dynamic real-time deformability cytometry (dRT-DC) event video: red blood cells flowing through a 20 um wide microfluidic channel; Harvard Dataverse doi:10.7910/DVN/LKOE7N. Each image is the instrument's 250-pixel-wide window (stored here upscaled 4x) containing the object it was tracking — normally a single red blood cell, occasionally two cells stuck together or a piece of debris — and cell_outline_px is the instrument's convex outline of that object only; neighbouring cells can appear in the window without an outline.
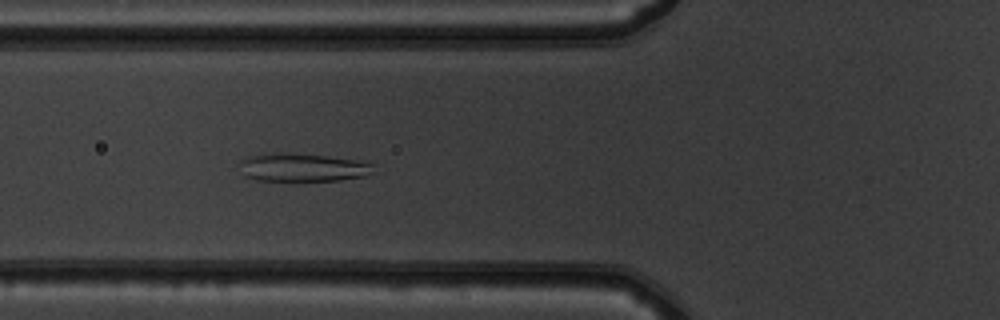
{"species": "common noctule bat (a hibernating species)", "species_latin": "Nyctalus noctula", "temperature_condition": "warm", "stored_images_in_passage": 52, "camera_frame_rate_fps": 3000, "um_per_image_px": 0.085, "animal": {"sex": "male", "body_mass_g": 19.5, "forearm_length_mm": 54.6}, "frame": {"image": 1, "passage_image": 20, "time_ms": 6.333, "image_size_px": [1000, 320], "cell_outline_px": [[372, 172], [364, 176], [340, 180], [260, 180], [244, 176], [236, 164], [244, 156], [264, 152], [280, 152], [324, 156], [352, 160], [372, 164]], "centroid_in_image_um": [25.54, 14.21], "position_along_channel_um": 100.3, "area_um2": 21.96}}
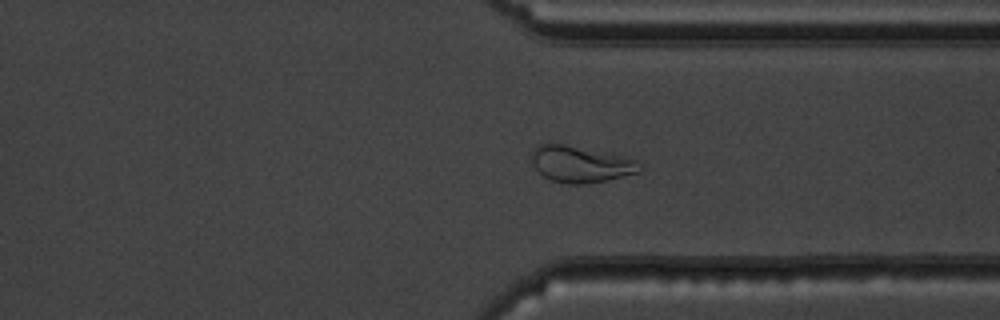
{"frame": {"image": 2, "passage_image": 40, "time_ms": 13.0, "image_size_px": [1000, 320], "cell_outline_px": [[640, 172], [608, 180], [584, 184], [568, 184], [552, 180], [544, 176], [532, 164], [532, 152], [540, 144], [564, 144], [636, 160], [640, 164]], "centroid_in_image_um": [49.34, 13.98], "position_along_channel_um": 362.1, "area_um2": 22.31}}
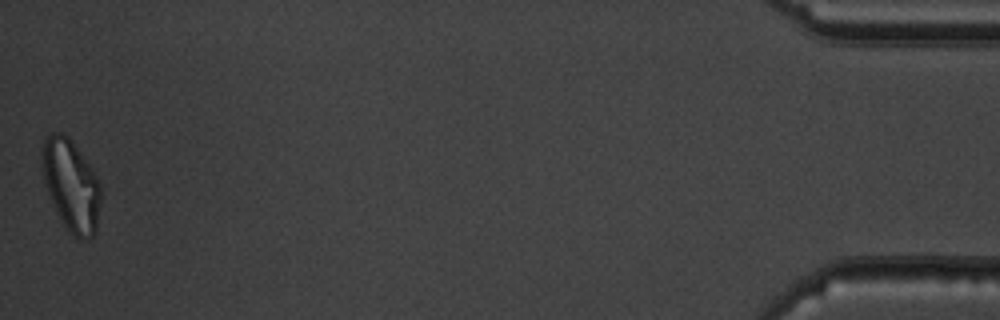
{"frame": {"image": 3, "passage_image": 52, "time_ms": 17.0, "image_size_px": [1000, 320], "cell_outline_px": [[100, 200], [96, 232], [88, 240], [80, 240], [64, 224], [44, 184], [40, 156], [44, 140], [52, 132], [60, 132], [68, 136], [72, 140], [92, 168], [100, 184]], "centroid_in_image_um": [6.04, 15.7], "position_along_channel_um": 429.2, "area_um2": 31.04}, "authors_computed_cell_mechanics": {"area_um2": 27.7729, "velocity_mm_per_s": 3.9304, "shape_relaxation_time_tau1_ms": null, "shape_relaxation_time_tau2_ms": 2.1874, "deformation_change_tau1": null, "deformation_change_tau2": 0.0765}}